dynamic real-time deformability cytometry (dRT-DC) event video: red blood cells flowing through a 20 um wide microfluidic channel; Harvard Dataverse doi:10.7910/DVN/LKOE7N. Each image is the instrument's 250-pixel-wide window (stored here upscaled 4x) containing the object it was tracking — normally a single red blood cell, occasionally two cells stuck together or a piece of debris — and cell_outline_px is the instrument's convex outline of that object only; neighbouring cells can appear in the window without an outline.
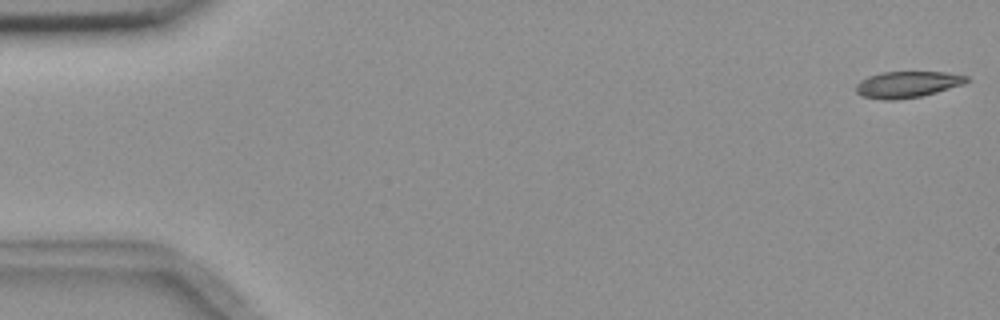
{"species": "common noctule bat (a hibernating species)", "species_latin": "Nyctalus noctula", "temperature_condition": "room temperature", "stored_images_in_passage": 5, "camera_frame_rate_fps": 3000, "um_per_image_px": 0.085, "animal": {"sex": "female", "body_mass_g": 18.4}, "frame": {"image": 1, "passage_image": 1, "time_ms": 0.0, "image_size_px": [1000, 320], "cell_outline_px": [[972, 80], [964, 84], [936, 92], [920, 96], [896, 100], [884, 100], [864, 96], [856, 92], [856, 84], [860, 80], [868, 76], [880, 72], [944, 72], [968, 76]], "centroid_in_image_um": [77.14, 7.17], "position_along_channel_um": 7.9, "area_um2": 16.99}}
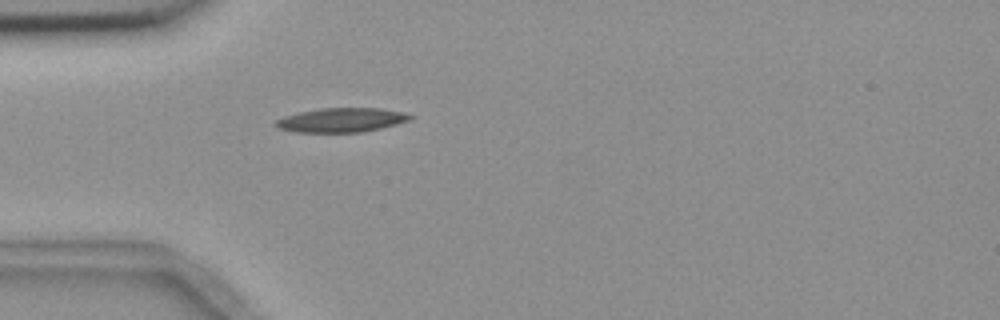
{"frame": {"image": 2, "passage_image": 5, "time_ms": 5.0, "image_size_px": [1000, 320], "cell_outline_px": [[416, 116], [412, 120], [380, 128], [360, 132], [296, 132], [280, 128], [272, 124], [276, 120], [284, 116], [300, 112], [320, 108], [380, 108], [404, 112]], "centroid_in_image_um": [29.06, 10.19], "position_along_channel_um": 55.9, "area_um2": 19.02}}